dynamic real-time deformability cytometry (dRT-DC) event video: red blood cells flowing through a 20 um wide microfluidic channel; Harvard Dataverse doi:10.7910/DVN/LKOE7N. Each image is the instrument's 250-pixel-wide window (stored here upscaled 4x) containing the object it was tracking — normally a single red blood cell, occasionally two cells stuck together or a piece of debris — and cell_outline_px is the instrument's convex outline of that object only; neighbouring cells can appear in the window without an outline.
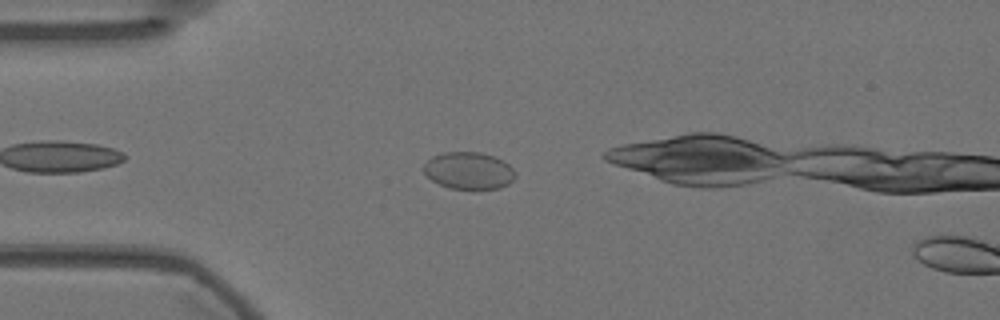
{"species": "Egyptian fruit bat (a non-hibernating species)", "species_latin": "Rousettus aegyptiacus", "temperature_condition": "warm", "stored_images_in_passage": 9, "camera_frame_rate_fps": 3000, "um_per_image_px": 0.085, "animal": {"sex": "female"}, "frame": {"image": 1, "passage_image": 6, "time_ms": 1.667, "image_size_px": [1000, 320], "cell_outline_px": [[516, 176], [508, 184], [500, 188], [448, 188], [432, 180], [424, 172], [424, 164], [432, 156], [444, 152], [480, 152], [496, 156], [508, 164], [516, 172]], "centroid_in_image_um": [39.86, 14.49], "position_along_channel_um": 45.1, "area_um2": 19.71}}